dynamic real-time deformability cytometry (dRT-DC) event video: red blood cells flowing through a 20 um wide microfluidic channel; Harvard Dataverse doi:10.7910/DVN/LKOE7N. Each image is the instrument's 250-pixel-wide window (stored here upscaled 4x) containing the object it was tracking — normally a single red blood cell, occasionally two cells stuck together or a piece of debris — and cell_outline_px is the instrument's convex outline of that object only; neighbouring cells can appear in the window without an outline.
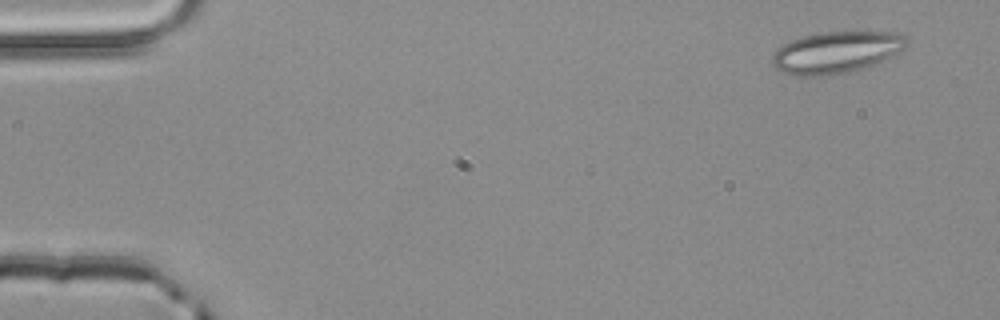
{"species": "common noctule bat (a hibernating species)", "species_latin": "Nyctalus noctula", "temperature_condition": "room temperature", "stored_images_in_passage": 3, "camera_frame_rate_fps": 3000, "um_per_image_px": 0.085, "animal": {"sex": "male", "body_mass_g": 20.4}, "frame": {"image": 1, "passage_image": 1, "time_ms": 0.0, "image_size_px": [1000, 320], "cell_outline_px": [[908, 44], [904, 48], [868, 68], [828, 76], [796, 76], [780, 72], [772, 64], [772, 56], [776, 48], [788, 40], [804, 36], [824, 32], [896, 32], [904, 36], [908, 40]], "centroid_in_image_um": [71.03, 4.46], "position_along_channel_um": 14.0, "area_um2": 32.95}}